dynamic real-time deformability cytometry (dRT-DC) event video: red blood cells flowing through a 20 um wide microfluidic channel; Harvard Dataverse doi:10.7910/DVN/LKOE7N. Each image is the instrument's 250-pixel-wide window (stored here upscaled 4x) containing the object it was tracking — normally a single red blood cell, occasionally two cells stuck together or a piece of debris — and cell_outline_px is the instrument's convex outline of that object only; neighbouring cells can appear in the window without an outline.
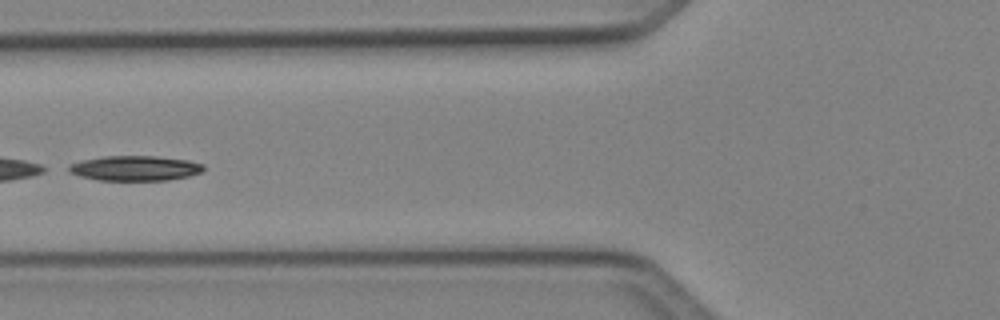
{"species": "Egyptian fruit bat (a non-hibernating species)", "species_latin": "Rousettus aegyptiacus", "temperature_condition": "cold", "stored_images_in_passage": 6, "segment_of_instrument_passage": [2, 2], "camera_frame_rate_fps": 3000, "um_per_image_px": 0.085, "animal": {"sex": "female"}, "frame": {"image": 1, "passage_image": 5, "time_ms": 1.333, "image_size_px": [1000, 320], "cell_outline_px": [[204, 168], [200, 172], [188, 176], [168, 180], [96, 180], [80, 176], [68, 172], [68, 164], [80, 160], [104, 156], [156, 156], [188, 160], [204, 164]], "centroid_in_image_um": [11.43, 14.29], "position_along_channel_um": 114.4, "area_um2": 19.71}}
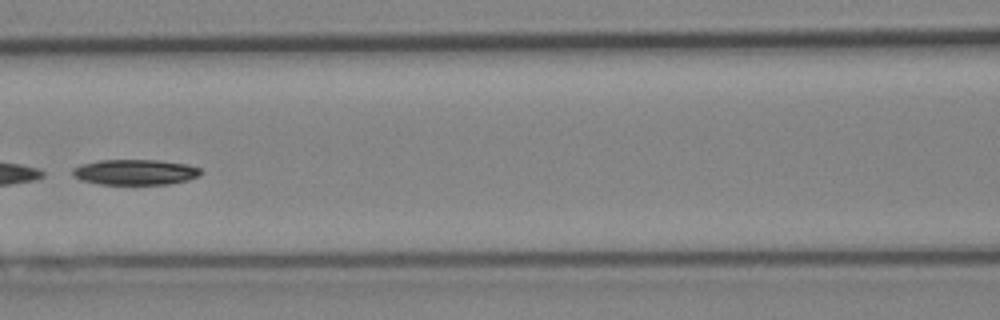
{"frame": {"image": 2, "passage_image": 6, "time_ms": 1.667, "image_size_px": [1000, 320], "cell_outline_px": [[200, 176], [188, 180], [168, 184], [100, 184], [80, 180], [72, 176], [72, 168], [80, 164], [100, 160], [156, 160], [188, 164], [200, 168]], "centroid_in_image_um": [11.46, 14.63], "position_along_channel_um": 155.1, "area_um2": 19.13}}